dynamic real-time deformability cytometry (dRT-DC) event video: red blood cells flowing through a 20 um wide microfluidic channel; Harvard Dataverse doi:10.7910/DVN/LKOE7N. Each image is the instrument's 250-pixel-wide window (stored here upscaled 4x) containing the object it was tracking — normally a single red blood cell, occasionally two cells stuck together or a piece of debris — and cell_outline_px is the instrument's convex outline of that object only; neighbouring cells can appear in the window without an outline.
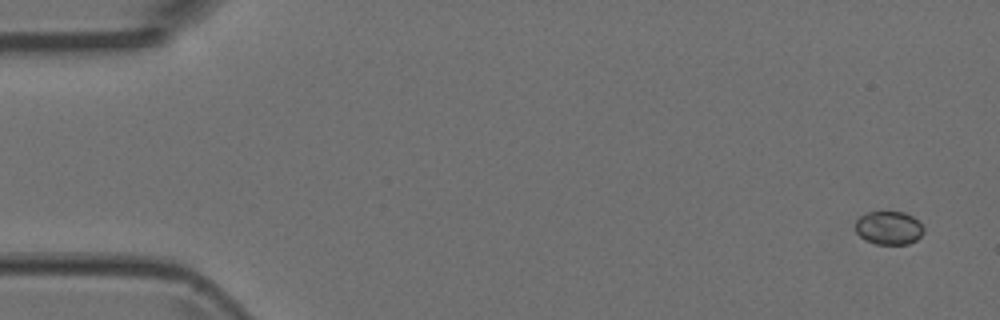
{"species": "Egyptian fruit bat (a non-hibernating species)", "species_latin": "Rousettus aegyptiacus", "temperature_condition": "room temperature", "stored_images_in_passage": 4, "camera_frame_rate_fps": 3000, "um_per_image_px": 0.085, "animal": {"sex": "female"}, "frame": {"image": 1, "passage_image": 1, "time_ms": 0.0, "image_size_px": [1000, 320], "cell_outline_px": [[924, 232], [916, 240], [908, 244], [876, 244], [864, 240], [856, 232], [856, 220], [860, 216], [868, 212], [904, 212], [912, 216], [924, 228]], "centroid_in_image_um": [75.54, 19.38], "position_along_channel_um": 9.5, "area_um2": 13.24}}